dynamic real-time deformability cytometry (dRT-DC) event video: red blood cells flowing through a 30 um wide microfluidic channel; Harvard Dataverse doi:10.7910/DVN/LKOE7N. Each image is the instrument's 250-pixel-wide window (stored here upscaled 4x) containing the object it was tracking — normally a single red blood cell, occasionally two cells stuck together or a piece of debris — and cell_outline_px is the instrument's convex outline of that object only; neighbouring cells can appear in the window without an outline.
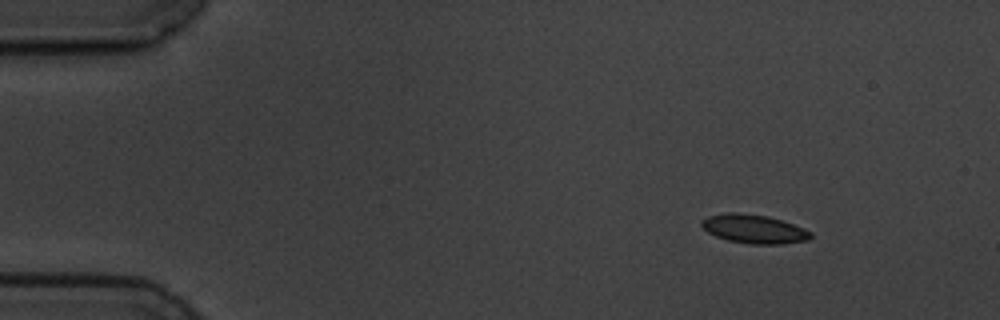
{"species": "common noctule bat (a hibernating species)", "species_latin": "Nyctalus noctula", "temperature_condition": "cold", "stored_images_in_passage": 4, "camera_frame_rate_fps": 3000, "um_per_image_px": 0.085, "animal": {"sex": "male", "body_mass_g": 19.5, "forearm_length_mm": 54.6}, "frame": {"image": 1, "passage_image": 1, "time_ms": 0.0, "image_size_px": [1000, 320], "cell_outline_px": [[812, 236], [808, 240], [784, 244], [752, 244], [728, 240], [716, 236], [708, 232], [700, 224], [700, 220], [708, 216], [728, 212], [736, 212], [768, 216], [804, 228], [812, 232]], "centroid_in_image_um": [64.08, 19.46], "position_along_channel_um": 20.9, "area_um2": 18.26}}
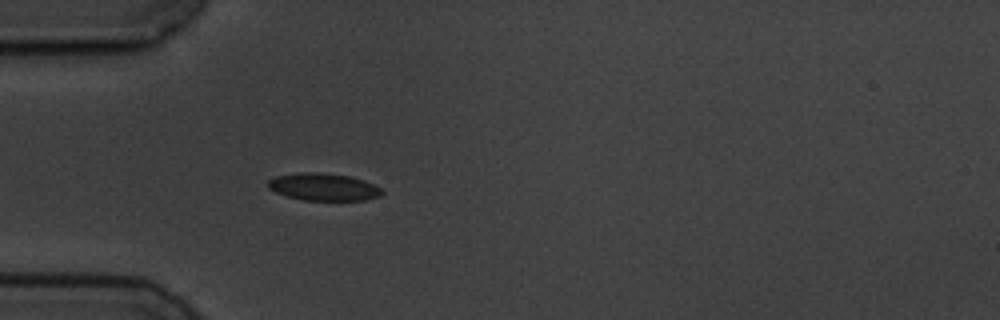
{"frame": {"image": 2, "passage_image": 4, "time_ms": 3.333, "image_size_px": [1000, 320], "cell_outline_px": [[384, 192], [380, 196], [364, 200], [304, 200], [288, 196], [276, 192], [268, 188], [268, 180], [276, 176], [304, 172], [320, 172], [348, 176], [364, 180], [380, 188]], "centroid_in_image_um": [27.5, 15.89], "position_along_channel_um": 57.5, "area_um2": 17.98}}